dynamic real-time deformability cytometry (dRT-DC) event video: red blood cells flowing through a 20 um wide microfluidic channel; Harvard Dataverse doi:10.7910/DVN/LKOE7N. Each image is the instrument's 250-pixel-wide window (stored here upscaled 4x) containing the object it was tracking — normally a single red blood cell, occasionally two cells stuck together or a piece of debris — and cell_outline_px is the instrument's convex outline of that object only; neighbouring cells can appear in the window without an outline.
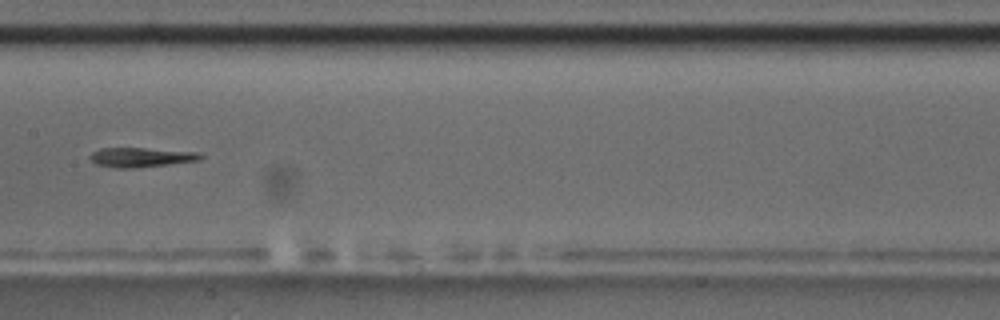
{"species": "common noctule bat (a hibernating species)", "species_latin": "Nyctalus noctula", "temperature_condition": "room temperature", "stored_images_in_passage": 13, "camera_frame_rate_fps": 3000, "um_per_image_px": 0.085, "animal": {"sex": "male", "body_mass_g": 17.5, "forearm_length_mm": 52.3}, "frame": {"image": 1, "passage_image": 8, "time_ms": 8.667, "image_size_px": [1000, 320], "cell_outline_px": [[204, 156], [200, 160], [136, 168], [120, 168], [96, 164], [88, 156], [92, 152], [100, 148], [144, 148], [196, 152]], "centroid_in_image_um": [11.97, 13.36], "position_along_channel_um": 195.4, "area_um2": 12.43}}